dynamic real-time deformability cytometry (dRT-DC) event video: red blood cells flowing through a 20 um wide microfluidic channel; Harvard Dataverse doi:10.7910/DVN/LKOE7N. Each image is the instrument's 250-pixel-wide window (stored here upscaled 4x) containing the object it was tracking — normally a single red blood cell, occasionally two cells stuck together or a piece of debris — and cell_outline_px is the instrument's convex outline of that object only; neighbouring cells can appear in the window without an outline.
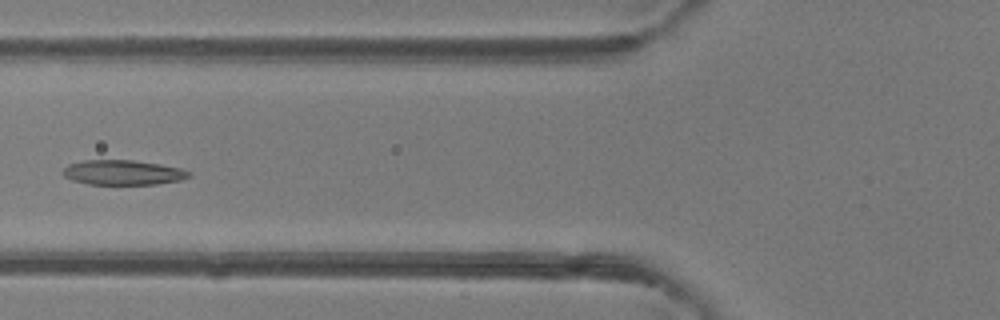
{"species": "common noctule bat (a hibernating species)", "species_latin": "Nyctalus noctula", "temperature_condition": "room temperature", "stored_images_in_passage": 6, "camera_frame_rate_fps": 3000, "um_per_image_px": 0.085, "animal": {"sex": "female"}, "frame": {"image": 1, "passage_image": 4, "time_ms": 1.0, "image_size_px": [1000, 320], "cell_outline_px": [[192, 176], [180, 180], [156, 184], [88, 184], [72, 180], [64, 176], [60, 172], [68, 164], [84, 160], [132, 160], [160, 164], [180, 168], [192, 172]], "centroid_in_image_um": [10.44, 14.66], "position_along_channel_um": 115.4, "area_um2": 18.32}}
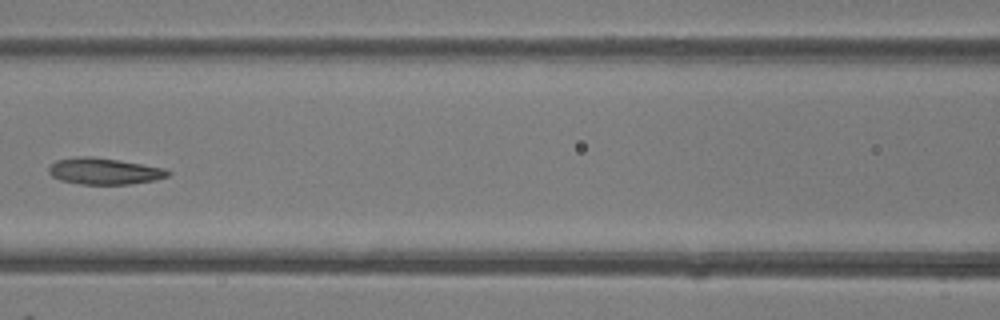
{"frame": {"image": 2, "passage_image": 5, "time_ms": 1.333, "image_size_px": [1000, 320], "cell_outline_px": [[172, 172], [168, 176], [156, 180], [128, 184], [80, 184], [60, 180], [52, 176], [48, 172], [48, 168], [56, 160], [80, 156], [88, 156], [116, 160], [164, 168]], "centroid_in_image_um": [8.85, 14.56], "position_along_channel_um": 157.8, "area_um2": 18.15}}
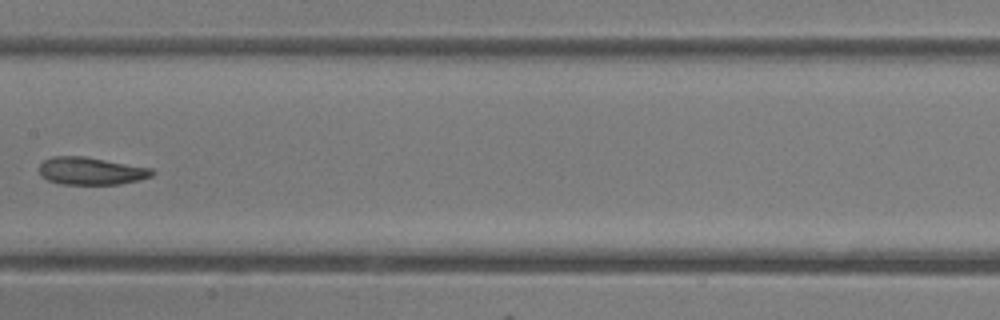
{"frame": {"image": 3, "passage_image": 6, "time_ms": 1.667, "image_size_px": [1000, 320], "cell_outline_px": [[156, 172], [152, 176], [140, 180], [120, 184], [60, 184], [48, 180], [40, 176], [40, 164], [44, 160], [52, 156], [84, 156], [152, 168]], "centroid_in_image_um": [7.75, 14.53], "position_along_channel_um": 199.7, "area_um2": 18.21}}